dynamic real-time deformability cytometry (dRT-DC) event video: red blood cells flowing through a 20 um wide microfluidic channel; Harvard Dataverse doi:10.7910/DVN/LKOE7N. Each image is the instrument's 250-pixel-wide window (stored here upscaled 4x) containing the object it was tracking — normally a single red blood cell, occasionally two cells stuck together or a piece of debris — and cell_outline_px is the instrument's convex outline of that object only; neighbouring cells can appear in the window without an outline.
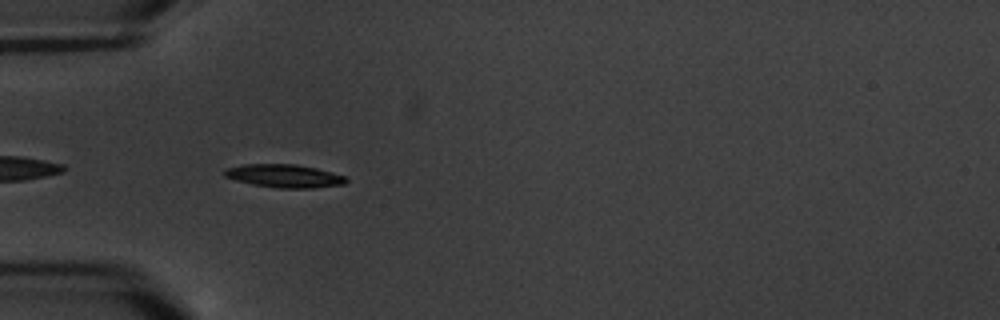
{"species": "common noctule bat (a hibernating species)", "species_latin": "Nyctalus noctula", "temperature_condition": "warm", "stored_images_in_passage": 4, "camera_frame_rate_fps": 3000, "um_per_image_px": 0.085, "animal": {"sex": "male", "body_mass_g": 20.1, "forearm_length_mm": 53.5}, "frame": {"image": 1, "passage_image": 4, "time_ms": 4.333, "image_size_px": [1000, 320], "cell_outline_px": [[348, 180], [344, 184], [312, 188], [276, 188], [252, 184], [236, 180], [224, 176], [224, 168], [240, 164], [296, 164], [316, 168], [332, 172], [344, 176]], "centroid_in_image_um": [24.13, 14.95], "position_along_channel_um": 60.9, "area_um2": 16.47}}